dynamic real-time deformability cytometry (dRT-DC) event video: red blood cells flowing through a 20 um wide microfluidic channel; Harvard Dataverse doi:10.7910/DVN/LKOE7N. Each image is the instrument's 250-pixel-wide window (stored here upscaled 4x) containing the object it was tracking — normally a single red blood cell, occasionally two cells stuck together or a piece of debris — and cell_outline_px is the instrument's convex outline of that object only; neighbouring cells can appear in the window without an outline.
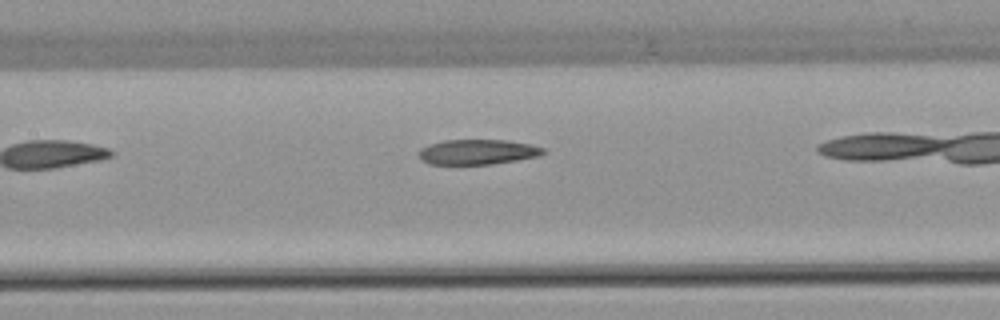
{"species": "common noctule bat (a hibernating species)", "species_latin": "Nyctalus noctula", "temperature_condition": "warm", "stored_images_in_passage": 8, "camera_frame_rate_fps": 3000, "um_per_image_px": 0.085, "animal": {"sex": "female", "body_mass_g": 22.7, "forearm_length_mm": 54.2}, "frame": {"image": 1, "passage_image": 4, "time_ms": 3.667, "image_size_px": [1000, 320], "cell_outline_px": [[544, 152], [540, 156], [492, 164], [428, 164], [420, 160], [420, 148], [428, 144], [444, 140], [508, 140], [528, 144], [544, 148]], "centroid_in_image_um": [40.56, 12.91], "position_along_channel_um": 166.8, "area_um2": 18.15}}